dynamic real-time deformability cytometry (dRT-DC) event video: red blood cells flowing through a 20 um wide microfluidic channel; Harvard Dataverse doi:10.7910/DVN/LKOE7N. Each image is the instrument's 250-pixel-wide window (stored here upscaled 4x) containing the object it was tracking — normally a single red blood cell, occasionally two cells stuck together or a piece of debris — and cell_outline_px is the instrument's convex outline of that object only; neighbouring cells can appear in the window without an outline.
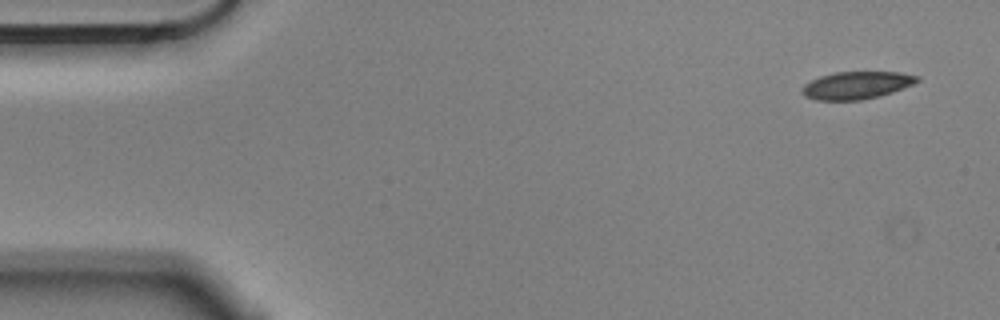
{"species": "Egyptian fruit bat (a non-hibernating species)", "species_latin": "Rousettus aegyptiacus", "temperature_condition": "cold", "stored_images_in_passage": 4, "camera_frame_rate_fps": 3000, "um_per_image_px": 0.085, "animal": {"sex": "male"}, "frame": {"image": 1, "passage_image": 1, "time_ms": 0.0, "image_size_px": [1000, 320], "cell_outline_px": [[920, 80], [912, 84], [892, 92], [880, 96], [860, 100], [816, 100], [804, 96], [800, 92], [800, 88], [804, 84], [820, 76], [832, 72], [900, 72], [920, 76]], "centroid_in_image_um": [72.77, 7.24], "position_along_channel_um": 12.2, "area_um2": 18.55}}
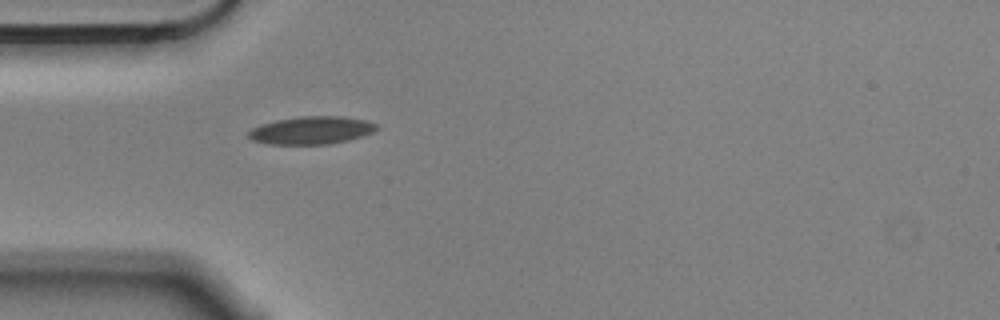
{"frame": {"image": 2, "passage_image": 4, "time_ms": 1.0, "image_size_px": [1000, 320], "cell_outline_px": [[380, 128], [372, 132], [348, 140], [328, 144], [268, 144], [252, 140], [248, 136], [248, 132], [252, 128], [260, 124], [276, 120], [300, 116], [344, 116], [364, 120], [376, 124]], "centroid_in_image_um": [26.45, 11.07], "position_along_channel_um": 58.6, "area_um2": 20.69}}